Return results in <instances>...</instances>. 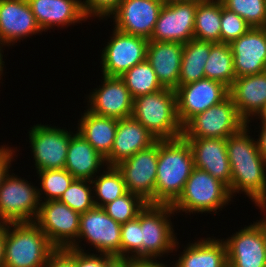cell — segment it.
Listing matches in <instances>:
<instances>
[{
    "label": "cell",
    "mask_w": 266,
    "mask_h": 267,
    "mask_svg": "<svg viewBox=\"0 0 266 267\" xmlns=\"http://www.w3.org/2000/svg\"><path fill=\"white\" fill-rule=\"evenodd\" d=\"M249 124L226 139L231 168V197L239 192L255 203L266 207V160L258 150L256 139L250 136ZM237 192V193H236Z\"/></svg>",
    "instance_id": "obj_1"
},
{
    "label": "cell",
    "mask_w": 266,
    "mask_h": 267,
    "mask_svg": "<svg viewBox=\"0 0 266 267\" xmlns=\"http://www.w3.org/2000/svg\"><path fill=\"white\" fill-rule=\"evenodd\" d=\"M193 168L191 147L183 136L159 140L155 204L172 205L183 192Z\"/></svg>",
    "instance_id": "obj_2"
},
{
    "label": "cell",
    "mask_w": 266,
    "mask_h": 267,
    "mask_svg": "<svg viewBox=\"0 0 266 267\" xmlns=\"http://www.w3.org/2000/svg\"><path fill=\"white\" fill-rule=\"evenodd\" d=\"M55 250L34 221L4 224L3 267H44Z\"/></svg>",
    "instance_id": "obj_3"
},
{
    "label": "cell",
    "mask_w": 266,
    "mask_h": 267,
    "mask_svg": "<svg viewBox=\"0 0 266 267\" xmlns=\"http://www.w3.org/2000/svg\"><path fill=\"white\" fill-rule=\"evenodd\" d=\"M132 117L157 140L175 139L182 136L183 127L177 115L174 89L164 88L135 98Z\"/></svg>",
    "instance_id": "obj_4"
},
{
    "label": "cell",
    "mask_w": 266,
    "mask_h": 267,
    "mask_svg": "<svg viewBox=\"0 0 266 267\" xmlns=\"http://www.w3.org/2000/svg\"><path fill=\"white\" fill-rule=\"evenodd\" d=\"M228 186L207 171L193 168L183 192L171 205L173 210L185 213H217L232 201ZM178 211V212H177Z\"/></svg>",
    "instance_id": "obj_5"
},
{
    "label": "cell",
    "mask_w": 266,
    "mask_h": 267,
    "mask_svg": "<svg viewBox=\"0 0 266 267\" xmlns=\"http://www.w3.org/2000/svg\"><path fill=\"white\" fill-rule=\"evenodd\" d=\"M174 214L171 205L160 204H147L140 212L142 260H156L177 251L179 242L170 219Z\"/></svg>",
    "instance_id": "obj_6"
},
{
    "label": "cell",
    "mask_w": 266,
    "mask_h": 267,
    "mask_svg": "<svg viewBox=\"0 0 266 267\" xmlns=\"http://www.w3.org/2000/svg\"><path fill=\"white\" fill-rule=\"evenodd\" d=\"M41 201L38 187L14 173L0 186V224L35 221Z\"/></svg>",
    "instance_id": "obj_7"
},
{
    "label": "cell",
    "mask_w": 266,
    "mask_h": 267,
    "mask_svg": "<svg viewBox=\"0 0 266 267\" xmlns=\"http://www.w3.org/2000/svg\"><path fill=\"white\" fill-rule=\"evenodd\" d=\"M246 122L239 116L230 96L192 117L184 126V138H224L238 132Z\"/></svg>",
    "instance_id": "obj_8"
},
{
    "label": "cell",
    "mask_w": 266,
    "mask_h": 267,
    "mask_svg": "<svg viewBox=\"0 0 266 267\" xmlns=\"http://www.w3.org/2000/svg\"><path fill=\"white\" fill-rule=\"evenodd\" d=\"M85 239L98 253L116 256L121 261V224L111 218L101 207H94L80 214L77 241L70 247L80 251ZM80 243V244H79Z\"/></svg>",
    "instance_id": "obj_9"
},
{
    "label": "cell",
    "mask_w": 266,
    "mask_h": 267,
    "mask_svg": "<svg viewBox=\"0 0 266 267\" xmlns=\"http://www.w3.org/2000/svg\"><path fill=\"white\" fill-rule=\"evenodd\" d=\"M101 52L102 75L120 77L136 64L146 60L148 39L113 29Z\"/></svg>",
    "instance_id": "obj_10"
},
{
    "label": "cell",
    "mask_w": 266,
    "mask_h": 267,
    "mask_svg": "<svg viewBox=\"0 0 266 267\" xmlns=\"http://www.w3.org/2000/svg\"><path fill=\"white\" fill-rule=\"evenodd\" d=\"M34 222L56 249L70 248L77 241L80 213L59 200L41 202Z\"/></svg>",
    "instance_id": "obj_11"
},
{
    "label": "cell",
    "mask_w": 266,
    "mask_h": 267,
    "mask_svg": "<svg viewBox=\"0 0 266 267\" xmlns=\"http://www.w3.org/2000/svg\"><path fill=\"white\" fill-rule=\"evenodd\" d=\"M158 154L159 140L116 166L123 176L127 191L140 196L148 204H155Z\"/></svg>",
    "instance_id": "obj_12"
},
{
    "label": "cell",
    "mask_w": 266,
    "mask_h": 267,
    "mask_svg": "<svg viewBox=\"0 0 266 267\" xmlns=\"http://www.w3.org/2000/svg\"><path fill=\"white\" fill-rule=\"evenodd\" d=\"M30 129L29 142L36 172L65 168L68 145L74 133L43 124H36Z\"/></svg>",
    "instance_id": "obj_13"
},
{
    "label": "cell",
    "mask_w": 266,
    "mask_h": 267,
    "mask_svg": "<svg viewBox=\"0 0 266 267\" xmlns=\"http://www.w3.org/2000/svg\"><path fill=\"white\" fill-rule=\"evenodd\" d=\"M177 115L182 127L195 115L219 104L229 96L224 84L203 78L175 89Z\"/></svg>",
    "instance_id": "obj_14"
},
{
    "label": "cell",
    "mask_w": 266,
    "mask_h": 267,
    "mask_svg": "<svg viewBox=\"0 0 266 267\" xmlns=\"http://www.w3.org/2000/svg\"><path fill=\"white\" fill-rule=\"evenodd\" d=\"M196 2L165 1L150 41L185 44L194 39Z\"/></svg>",
    "instance_id": "obj_15"
},
{
    "label": "cell",
    "mask_w": 266,
    "mask_h": 267,
    "mask_svg": "<svg viewBox=\"0 0 266 267\" xmlns=\"http://www.w3.org/2000/svg\"><path fill=\"white\" fill-rule=\"evenodd\" d=\"M165 0H122L109 16L114 28L135 36L150 39Z\"/></svg>",
    "instance_id": "obj_16"
},
{
    "label": "cell",
    "mask_w": 266,
    "mask_h": 267,
    "mask_svg": "<svg viewBox=\"0 0 266 267\" xmlns=\"http://www.w3.org/2000/svg\"><path fill=\"white\" fill-rule=\"evenodd\" d=\"M102 76V85L88 96L87 110L118 120L131 117L134 99L125 82L120 77Z\"/></svg>",
    "instance_id": "obj_17"
},
{
    "label": "cell",
    "mask_w": 266,
    "mask_h": 267,
    "mask_svg": "<svg viewBox=\"0 0 266 267\" xmlns=\"http://www.w3.org/2000/svg\"><path fill=\"white\" fill-rule=\"evenodd\" d=\"M27 0H0V43L6 47L42 33Z\"/></svg>",
    "instance_id": "obj_18"
},
{
    "label": "cell",
    "mask_w": 266,
    "mask_h": 267,
    "mask_svg": "<svg viewBox=\"0 0 266 267\" xmlns=\"http://www.w3.org/2000/svg\"><path fill=\"white\" fill-rule=\"evenodd\" d=\"M223 241L228 267H266L265 246L260 229L253 223Z\"/></svg>",
    "instance_id": "obj_19"
},
{
    "label": "cell",
    "mask_w": 266,
    "mask_h": 267,
    "mask_svg": "<svg viewBox=\"0 0 266 267\" xmlns=\"http://www.w3.org/2000/svg\"><path fill=\"white\" fill-rule=\"evenodd\" d=\"M229 45L236 78L266 71V39L260 27H251Z\"/></svg>",
    "instance_id": "obj_20"
},
{
    "label": "cell",
    "mask_w": 266,
    "mask_h": 267,
    "mask_svg": "<svg viewBox=\"0 0 266 267\" xmlns=\"http://www.w3.org/2000/svg\"><path fill=\"white\" fill-rule=\"evenodd\" d=\"M157 141L156 137L132 116L119 119L111 152L105 158L106 165L117 166Z\"/></svg>",
    "instance_id": "obj_21"
},
{
    "label": "cell",
    "mask_w": 266,
    "mask_h": 267,
    "mask_svg": "<svg viewBox=\"0 0 266 267\" xmlns=\"http://www.w3.org/2000/svg\"><path fill=\"white\" fill-rule=\"evenodd\" d=\"M191 147L194 167L231 184V168L224 138H185Z\"/></svg>",
    "instance_id": "obj_22"
},
{
    "label": "cell",
    "mask_w": 266,
    "mask_h": 267,
    "mask_svg": "<svg viewBox=\"0 0 266 267\" xmlns=\"http://www.w3.org/2000/svg\"><path fill=\"white\" fill-rule=\"evenodd\" d=\"M229 96L239 116L246 124L252 123L253 117H257L266 106V71L235 78L229 88Z\"/></svg>",
    "instance_id": "obj_23"
},
{
    "label": "cell",
    "mask_w": 266,
    "mask_h": 267,
    "mask_svg": "<svg viewBox=\"0 0 266 267\" xmlns=\"http://www.w3.org/2000/svg\"><path fill=\"white\" fill-rule=\"evenodd\" d=\"M183 46L179 42L148 41L146 60L164 88H178Z\"/></svg>",
    "instance_id": "obj_24"
},
{
    "label": "cell",
    "mask_w": 266,
    "mask_h": 267,
    "mask_svg": "<svg viewBox=\"0 0 266 267\" xmlns=\"http://www.w3.org/2000/svg\"><path fill=\"white\" fill-rule=\"evenodd\" d=\"M41 30H50L57 26L68 27L82 21L84 16L82 0H27ZM81 21V22H80Z\"/></svg>",
    "instance_id": "obj_25"
},
{
    "label": "cell",
    "mask_w": 266,
    "mask_h": 267,
    "mask_svg": "<svg viewBox=\"0 0 266 267\" xmlns=\"http://www.w3.org/2000/svg\"><path fill=\"white\" fill-rule=\"evenodd\" d=\"M104 166L106 167L105 158L76 131L70 138L65 169L75 179L91 181L99 174L101 168H104Z\"/></svg>",
    "instance_id": "obj_26"
},
{
    "label": "cell",
    "mask_w": 266,
    "mask_h": 267,
    "mask_svg": "<svg viewBox=\"0 0 266 267\" xmlns=\"http://www.w3.org/2000/svg\"><path fill=\"white\" fill-rule=\"evenodd\" d=\"M187 245L177 257V267H228L223 239L208 237Z\"/></svg>",
    "instance_id": "obj_27"
},
{
    "label": "cell",
    "mask_w": 266,
    "mask_h": 267,
    "mask_svg": "<svg viewBox=\"0 0 266 267\" xmlns=\"http://www.w3.org/2000/svg\"><path fill=\"white\" fill-rule=\"evenodd\" d=\"M78 122L77 132L106 158L114 143L118 119L96 115L86 109Z\"/></svg>",
    "instance_id": "obj_28"
},
{
    "label": "cell",
    "mask_w": 266,
    "mask_h": 267,
    "mask_svg": "<svg viewBox=\"0 0 266 267\" xmlns=\"http://www.w3.org/2000/svg\"><path fill=\"white\" fill-rule=\"evenodd\" d=\"M210 55V42L191 39L185 43L178 87L205 78L204 66Z\"/></svg>",
    "instance_id": "obj_29"
},
{
    "label": "cell",
    "mask_w": 266,
    "mask_h": 267,
    "mask_svg": "<svg viewBox=\"0 0 266 267\" xmlns=\"http://www.w3.org/2000/svg\"><path fill=\"white\" fill-rule=\"evenodd\" d=\"M194 39L221 43V0H207L197 4Z\"/></svg>",
    "instance_id": "obj_30"
},
{
    "label": "cell",
    "mask_w": 266,
    "mask_h": 267,
    "mask_svg": "<svg viewBox=\"0 0 266 267\" xmlns=\"http://www.w3.org/2000/svg\"><path fill=\"white\" fill-rule=\"evenodd\" d=\"M205 78L218 81L228 88L236 78L233 55L229 44L211 43L210 55L204 66Z\"/></svg>",
    "instance_id": "obj_31"
},
{
    "label": "cell",
    "mask_w": 266,
    "mask_h": 267,
    "mask_svg": "<svg viewBox=\"0 0 266 267\" xmlns=\"http://www.w3.org/2000/svg\"><path fill=\"white\" fill-rule=\"evenodd\" d=\"M95 207L103 208L106 204L123 196L128 191L121 172L116 166H106L102 174L92 180Z\"/></svg>",
    "instance_id": "obj_32"
},
{
    "label": "cell",
    "mask_w": 266,
    "mask_h": 267,
    "mask_svg": "<svg viewBox=\"0 0 266 267\" xmlns=\"http://www.w3.org/2000/svg\"><path fill=\"white\" fill-rule=\"evenodd\" d=\"M120 78L125 82L133 99L164 89L147 60L136 64L121 75Z\"/></svg>",
    "instance_id": "obj_33"
},
{
    "label": "cell",
    "mask_w": 266,
    "mask_h": 267,
    "mask_svg": "<svg viewBox=\"0 0 266 267\" xmlns=\"http://www.w3.org/2000/svg\"><path fill=\"white\" fill-rule=\"evenodd\" d=\"M40 179L39 198L41 202L59 200L63 193L75 179L65 168L41 170L36 172ZM43 197L44 195L46 198ZM44 199V201L42 200Z\"/></svg>",
    "instance_id": "obj_34"
},
{
    "label": "cell",
    "mask_w": 266,
    "mask_h": 267,
    "mask_svg": "<svg viewBox=\"0 0 266 267\" xmlns=\"http://www.w3.org/2000/svg\"><path fill=\"white\" fill-rule=\"evenodd\" d=\"M91 185L90 180L74 179L59 201L80 214L87 212L95 207Z\"/></svg>",
    "instance_id": "obj_35"
},
{
    "label": "cell",
    "mask_w": 266,
    "mask_h": 267,
    "mask_svg": "<svg viewBox=\"0 0 266 267\" xmlns=\"http://www.w3.org/2000/svg\"><path fill=\"white\" fill-rule=\"evenodd\" d=\"M147 204L140 196L127 192L123 196L106 204L103 209L111 218L122 225L136 218Z\"/></svg>",
    "instance_id": "obj_36"
},
{
    "label": "cell",
    "mask_w": 266,
    "mask_h": 267,
    "mask_svg": "<svg viewBox=\"0 0 266 267\" xmlns=\"http://www.w3.org/2000/svg\"><path fill=\"white\" fill-rule=\"evenodd\" d=\"M223 6L242 17L251 27L266 23V0H221Z\"/></svg>",
    "instance_id": "obj_37"
},
{
    "label": "cell",
    "mask_w": 266,
    "mask_h": 267,
    "mask_svg": "<svg viewBox=\"0 0 266 267\" xmlns=\"http://www.w3.org/2000/svg\"><path fill=\"white\" fill-rule=\"evenodd\" d=\"M142 260L140 213L121 225V260Z\"/></svg>",
    "instance_id": "obj_38"
},
{
    "label": "cell",
    "mask_w": 266,
    "mask_h": 267,
    "mask_svg": "<svg viewBox=\"0 0 266 267\" xmlns=\"http://www.w3.org/2000/svg\"><path fill=\"white\" fill-rule=\"evenodd\" d=\"M250 28L242 17L225 8L221 2V43L230 44Z\"/></svg>",
    "instance_id": "obj_39"
},
{
    "label": "cell",
    "mask_w": 266,
    "mask_h": 267,
    "mask_svg": "<svg viewBox=\"0 0 266 267\" xmlns=\"http://www.w3.org/2000/svg\"><path fill=\"white\" fill-rule=\"evenodd\" d=\"M121 2L122 0H83L81 1V7L87 19L96 16L103 20L108 18Z\"/></svg>",
    "instance_id": "obj_40"
},
{
    "label": "cell",
    "mask_w": 266,
    "mask_h": 267,
    "mask_svg": "<svg viewBox=\"0 0 266 267\" xmlns=\"http://www.w3.org/2000/svg\"><path fill=\"white\" fill-rule=\"evenodd\" d=\"M116 256L100 253H86L74 249V267H113L117 262Z\"/></svg>",
    "instance_id": "obj_41"
},
{
    "label": "cell",
    "mask_w": 266,
    "mask_h": 267,
    "mask_svg": "<svg viewBox=\"0 0 266 267\" xmlns=\"http://www.w3.org/2000/svg\"><path fill=\"white\" fill-rule=\"evenodd\" d=\"M44 267H74V248L56 249Z\"/></svg>",
    "instance_id": "obj_42"
},
{
    "label": "cell",
    "mask_w": 266,
    "mask_h": 267,
    "mask_svg": "<svg viewBox=\"0 0 266 267\" xmlns=\"http://www.w3.org/2000/svg\"><path fill=\"white\" fill-rule=\"evenodd\" d=\"M12 147L9 146H1L0 147V186L2 182L6 178V176L10 173L11 161L15 157V151Z\"/></svg>",
    "instance_id": "obj_43"
},
{
    "label": "cell",
    "mask_w": 266,
    "mask_h": 267,
    "mask_svg": "<svg viewBox=\"0 0 266 267\" xmlns=\"http://www.w3.org/2000/svg\"><path fill=\"white\" fill-rule=\"evenodd\" d=\"M260 135L258 134L259 138H256L257 140V145H258V150L262 157L266 160V124H261L260 125Z\"/></svg>",
    "instance_id": "obj_44"
},
{
    "label": "cell",
    "mask_w": 266,
    "mask_h": 267,
    "mask_svg": "<svg viewBox=\"0 0 266 267\" xmlns=\"http://www.w3.org/2000/svg\"><path fill=\"white\" fill-rule=\"evenodd\" d=\"M261 211L266 212V207H261ZM266 213L263 215L259 221L253 222L259 229L262 234L264 246H265V258H266Z\"/></svg>",
    "instance_id": "obj_45"
},
{
    "label": "cell",
    "mask_w": 266,
    "mask_h": 267,
    "mask_svg": "<svg viewBox=\"0 0 266 267\" xmlns=\"http://www.w3.org/2000/svg\"><path fill=\"white\" fill-rule=\"evenodd\" d=\"M157 261L129 259V267H157Z\"/></svg>",
    "instance_id": "obj_46"
},
{
    "label": "cell",
    "mask_w": 266,
    "mask_h": 267,
    "mask_svg": "<svg viewBox=\"0 0 266 267\" xmlns=\"http://www.w3.org/2000/svg\"><path fill=\"white\" fill-rule=\"evenodd\" d=\"M4 224H0V267H3L4 261Z\"/></svg>",
    "instance_id": "obj_47"
},
{
    "label": "cell",
    "mask_w": 266,
    "mask_h": 267,
    "mask_svg": "<svg viewBox=\"0 0 266 267\" xmlns=\"http://www.w3.org/2000/svg\"><path fill=\"white\" fill-rule=\"evenodd\" d=\"M4 46L0 43V80H1V75L3 74V71H4V64L3 63H5L4 61H3V50H2V48H3Z\"/></svg>",
    "instance_id": "obj_48"
},
{
    "label": "cell",
    "mask_w": 266,
    "mask_h": 267,
    "mask_svg": "<svg viewBox=\"0 0 266 267\" xmlns=\"http://www.w3.org/2000/svg\"><path fill=\"white\" fill-rule=\"evenodd\" d=\"M257 116L258 117H256L255 119H257V118L260 119L261 120L260 124H266V106Z\"/></svg>",
    "instance_id": "obj_49"
},
{
    "label": "cell",
    "mask_w": 266,
    "mask_h": 267,
    "mask_svg": "<svg viewBox=\"0 0 266 267\" xmlns=\"http://www.w3.org/2000/svg\"><path fill=\"white\" fill-rule=\"evenodd\" d=\"M113 267H129V259L118 261Z\"/></svg>",
    "instance_id": "obj_50"
},
{
    "label": "cell",
    "mask_w": 266,
    "mask_h": 267,
    "mask_svg": "<svg viewBox=\"0 0 266 267\" xmlns=\"http://www.w3.org/2000/svg\"><path fill=\"white\" fill-rule=\"evenodd\" d=\"M165 1H187V2H203V1H207V0H165Z\"/></svg>",
    "instance_id": "obj_51"
},
{
    "label": "cell",
    "mask_w": 266,
    "mask_h": 267,
    "mask_svg": "<svg viewBox=\"0 0 266 267\" xmlns=\"http://www.w3.org/2000/svg\"><path fill=\"white\" fill-rule=\"evenodd\" d=\"M164 262H160V261H158L157 262V267H168V265L166 264L165 265V263L163 264ZM169 267H170V265H169ZM172 267H177L175 264L174 265H172Z\"/></svg>",
    "instance_id": "obj_52"
},
{
    "label": "cell",
    "mask_w": 266,
    "mask_h": 267,
    "mask_svg": "<svg viewBox=\"0 0 266 267\" xmlns=\"http://www.w3.org/2000/svg\"><path fill=\"white\" fill-rule=\"evenodd\" d=\"M262 29V32L264 33L265 39H266V23L260 27Z\"/></svg>",
    "instance_id": "obj_53"
}]
</instances>
